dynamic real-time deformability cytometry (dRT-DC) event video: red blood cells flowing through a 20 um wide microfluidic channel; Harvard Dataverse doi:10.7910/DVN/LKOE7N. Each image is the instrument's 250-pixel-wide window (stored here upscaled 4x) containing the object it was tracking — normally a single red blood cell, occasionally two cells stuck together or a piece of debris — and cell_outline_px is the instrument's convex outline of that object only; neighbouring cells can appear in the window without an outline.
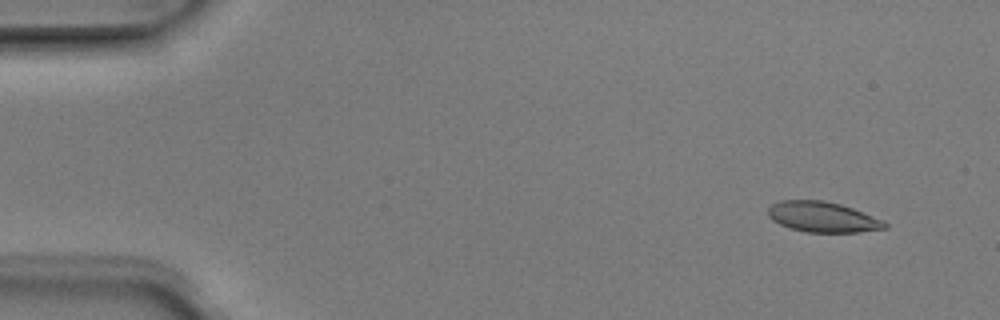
{"species": "Egyptian fruit bat (a non-hibernating species)", "species_latin": "Rousettus aegyptiacus", "temperature_condition": "room temperature", "stored_images_in_passage": 5, "camera_frame_rate_fps": 3000, "um_per_image_px": 0.085, "animal": {"sex": "male"}, "frame": {"image": 1, "passage_image": 1, "time_ms": 0.0, "image_size_px": [1000, 320], "cell_outline_px": [[888, 228], [860, 232], [808, 232], [792, 228], [780, 224], [772, 220], [768, 216], [768, 208], [772, 204], [780, 200], [824, 200], [840, 204], [852, 208], [884, 220], [888, 224]], "centroid_in_image_um": [69.94, 18.44], "position_along_channel_um": 15.1, "area_um2": 20.69}}
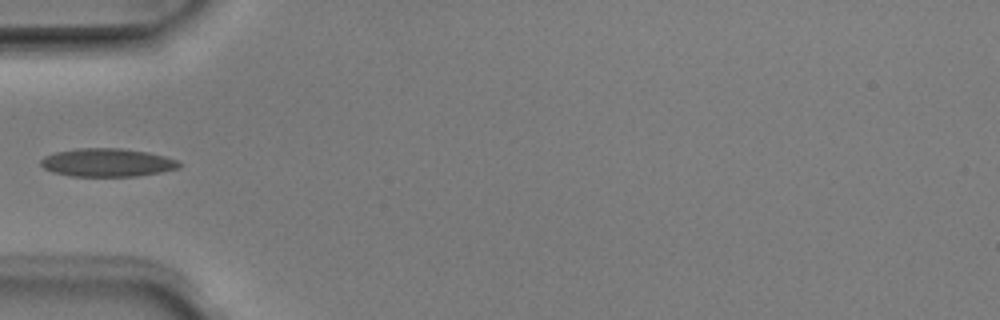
{"frame": {"image": 2, "passage_image": 4, "time_ms": 1.0, "image_size_px": [1000, 320], "cell_outline_px": [[180, 168], [160, 172], [136, 176], [72, 176], [52, 172], [44, 168], [40, 164], [40, 160], [44, 156], [56, 152], [76, 148], [120, 148], [148, 152], [164, 156], [176, 160], [180, 164]], "centroid_in_image_um": [9.09, 13.81], "position_along_channel_um": 75.9, "area_um2": 22.72}}
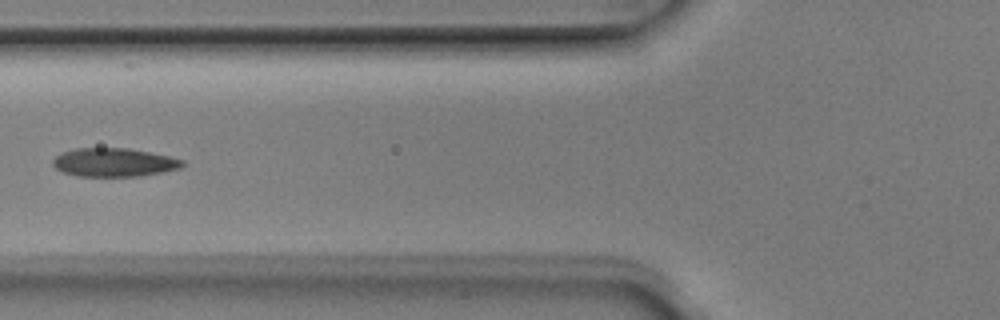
{"frame": {"image": 3, "passage_image": 5, "time_ms": 1.333, "image_size_px": [1000, 320], "cell_outline_px": [[184, 164], [180, 168], [140, 176], [80, 176], [64, 172], [56, 168], [52, 164], [52, 160], [60, 152], [76, 148], [128, 148], [168, 156], [184, 160]], "centroid_in_image_um": [9.66, 13.79], "position_along_channel_um": 116.1, "area_um2": 21.39}}